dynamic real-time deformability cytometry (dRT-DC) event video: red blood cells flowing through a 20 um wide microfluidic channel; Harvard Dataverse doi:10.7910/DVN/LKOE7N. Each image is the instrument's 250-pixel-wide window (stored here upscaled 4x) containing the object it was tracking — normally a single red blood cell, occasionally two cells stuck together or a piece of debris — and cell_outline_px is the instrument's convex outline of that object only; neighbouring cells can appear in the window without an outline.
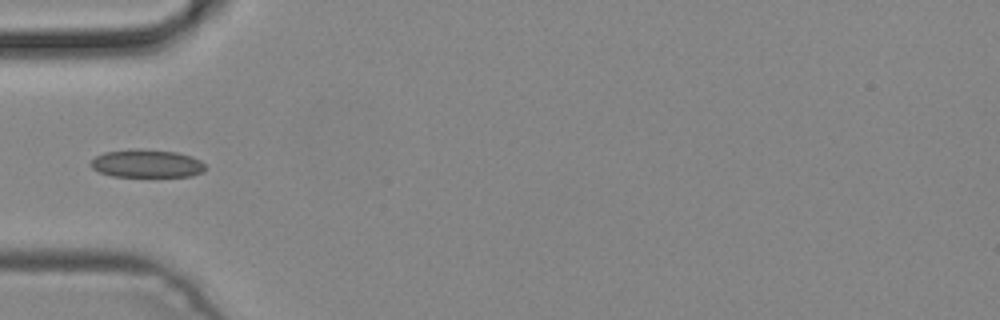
{"species": "common noctule bat (a hibernating species)", "species_latin": "Nyctalus noctula", "temperature_condition": "cold", "stored_images_in_passage": 5, "camera_frame_rate_fps": 3000, "um_per_image_px": 0.085, "animal": {"sex": "male", "body_mass_g": 19.2, "forearm_length_mm": 51.8}, "frame": {"image": 1, "passage_image": 5, "time_ms": 1.333, "image_size_px": [1000, 320], "cell_outline_px": [[208, 168], [204, 172], [192, 176], [112, 176], [100, 172], [92, 168], [88, 164], [96, 156], [104, 152], [176, 152], [192, 156], [200, 160]], "centroid_in_image_um": [12.53, 13.96], "position_along_channel_um": 72.5, "area_um2": 17.8}}